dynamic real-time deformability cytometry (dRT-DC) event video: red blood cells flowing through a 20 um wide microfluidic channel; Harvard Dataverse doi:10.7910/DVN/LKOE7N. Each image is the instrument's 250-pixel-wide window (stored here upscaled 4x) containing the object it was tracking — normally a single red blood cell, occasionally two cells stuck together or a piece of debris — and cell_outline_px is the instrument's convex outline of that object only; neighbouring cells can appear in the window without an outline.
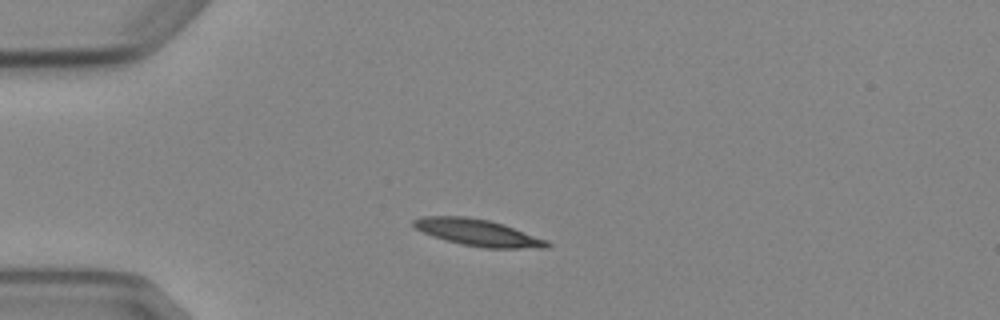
{"species": "Egyptian fruit bat (a non-hibernating species)", "species_latin": "Rousettus aegyptiacus", "temperature_condition": "cold", "stored_images_in_passage": 3, "camera_frame_rate_fps": 3000, "um_per_image_px": 0.085, "animal": {"sex": "female"}, "frame": {"image": 1, "passage_image": 2, "time_ms": 1.333, "image_size_px": [1000, 320], "cell_outline_px": [[552, 244], [548, 248], [484, 248], [460, 244], [424, 232], [416, 228], [412, 224], [412, 220], [420, 216], [464, 216], [488, 220], [504, 224], [548, 240]], "centroid_in_image_um": [40.67, 19.77], "position_along_channel_um": 44.3, "area_um2": 20.69}}